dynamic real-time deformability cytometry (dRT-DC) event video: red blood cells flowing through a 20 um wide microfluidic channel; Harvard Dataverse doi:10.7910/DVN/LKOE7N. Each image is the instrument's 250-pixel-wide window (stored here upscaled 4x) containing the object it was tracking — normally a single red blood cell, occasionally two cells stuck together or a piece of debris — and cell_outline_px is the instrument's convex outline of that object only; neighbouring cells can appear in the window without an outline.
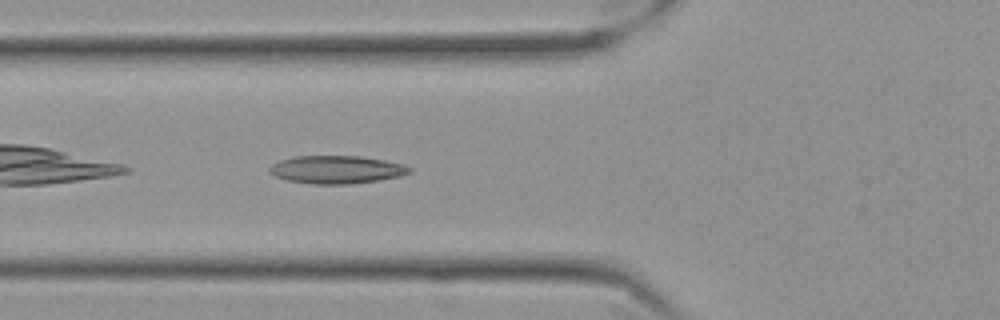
{"species": "Egyptian fruit bat (a non-hibernating species)", "species_latin": "Rousettus aegyptiacus", "temperature_condition": "cold", "stored_images_in_passage": 41, "camera_frame_rate_fps": 3000, "um_per_image_px": 0.085, "frame": {"image": 1, "passage_image": 4, "time_ms": 1.0, "image_size_px": [1000, 320], "cell_outline_px": [[412, 172], [400, 176], [380, 180], [352, 184], [312, 184], [288, 180], [276, 176], [268, 172], [268, 168], [272, 164], [280, 160], [296, 156], [360, 156], [384, 160], [400, 164], [412, 168]], "centroid_in_image_um": [28.6, 14.42], "position_along_channel_um": 97.2, "area_um2": 22.77}}
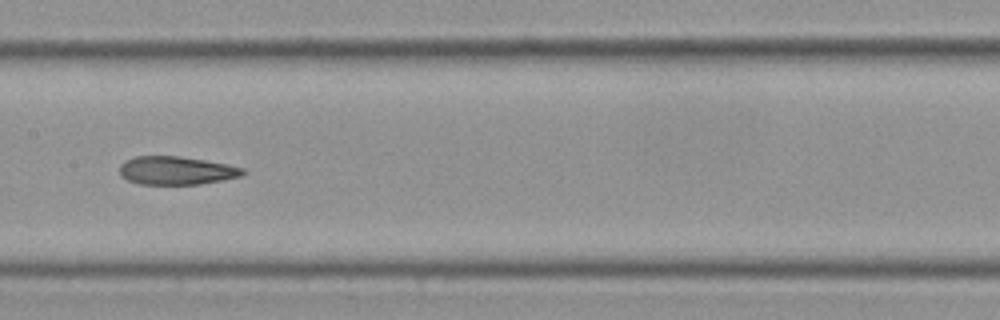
{"frame": {"image": 2, "passage_image": 12, "time_ms": 3.667, "image_size_px": [1000, 320], "cell_outline_px": [[244, 172], [240, 176], [200, 184], [140, 184], [128, 180], [120, 176], [120, 164], [124, 160], [136, 156], [180, 156], [204, 160], [244, 168]], "centroid_in_image_um": [14.92, 14.49], "position_along_channel_um": 192.5, "area_um2": 20.11}}
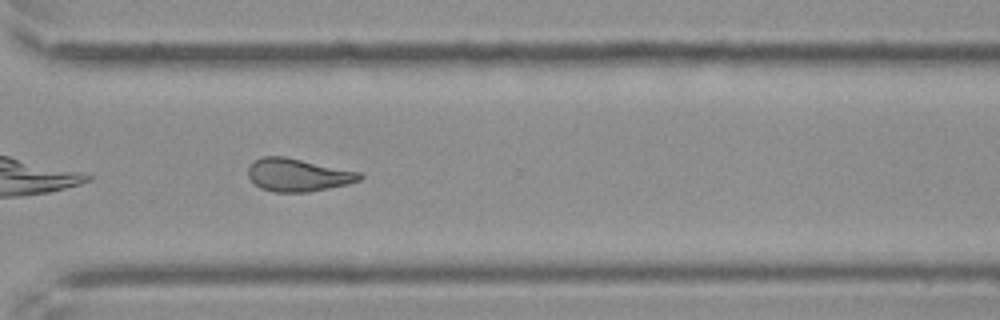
{"frame": {"image": 3, "passage_image": 25, "time_ms": 8.0, "image_size_px": [1000, 320], "cell_outline_px": [[364, 176], [360, 180], [348, 184], [308, 192], [272, 192], [260, 188], [248, 176], [248, 168], [256, 160], [264, 156], [284, 156], [360, 172]], "centroid_in_image_um": [25.33, 14.88], "position_along_channel_um": 345.3, "area_um2": 21.21}, "authors_computed_cell_mechanics": {"area_um2": 21.2126, "velocity_mm_per_s": 3.535, "shape_relaxation_time_tau1_ms": null, "shape_relaxation_time_tau2_ms": 3.4327, "deformation_change_tau1": null, "deformation_change_tau2": 0.1135}}